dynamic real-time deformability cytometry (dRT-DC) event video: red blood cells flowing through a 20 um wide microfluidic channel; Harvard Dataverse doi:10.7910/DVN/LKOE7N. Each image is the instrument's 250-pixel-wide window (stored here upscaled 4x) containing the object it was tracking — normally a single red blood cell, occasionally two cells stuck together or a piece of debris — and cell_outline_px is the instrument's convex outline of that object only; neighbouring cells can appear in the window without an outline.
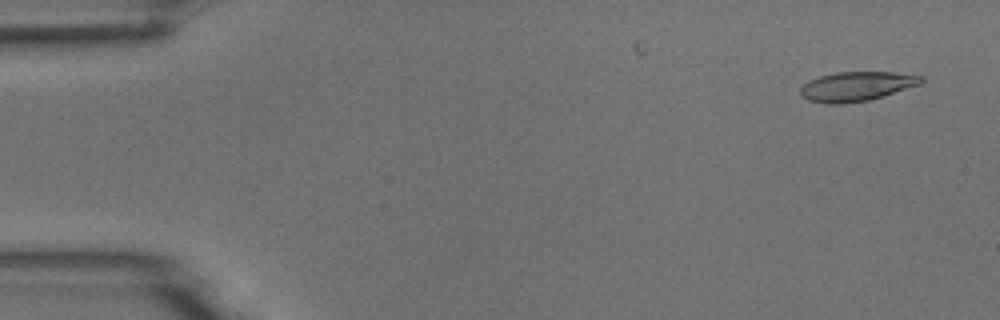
{"species": "common noctule bat (a hibernating species)", "species_latin": "Nyctalus noctula", "temperature_condition": "room temperature", "stored_images_in_passage": 2, "camera_frame_rate_fps": 3000, "um_per_image_px": 0.085, "animal": {"sex": "male", "body_mass_g": 18.8}, "frame": {"image": 1, "passage_image": 2, "time_ms": 1.333, "image_size_px": [1000, 320], "cell_outline_px": [[924, 80], [920, 84], [884, 96], [868, 100], [840, 104], [824, 104], [808, 100], [800, 96], [800, 88], [808, 80], [820, 76], [836, 72], [892, 72], [924, 76]], "centroid_in_image_um": [72.78, 7.34], "position_along_channel_um": 12.2, "area_um2": 20.81}}